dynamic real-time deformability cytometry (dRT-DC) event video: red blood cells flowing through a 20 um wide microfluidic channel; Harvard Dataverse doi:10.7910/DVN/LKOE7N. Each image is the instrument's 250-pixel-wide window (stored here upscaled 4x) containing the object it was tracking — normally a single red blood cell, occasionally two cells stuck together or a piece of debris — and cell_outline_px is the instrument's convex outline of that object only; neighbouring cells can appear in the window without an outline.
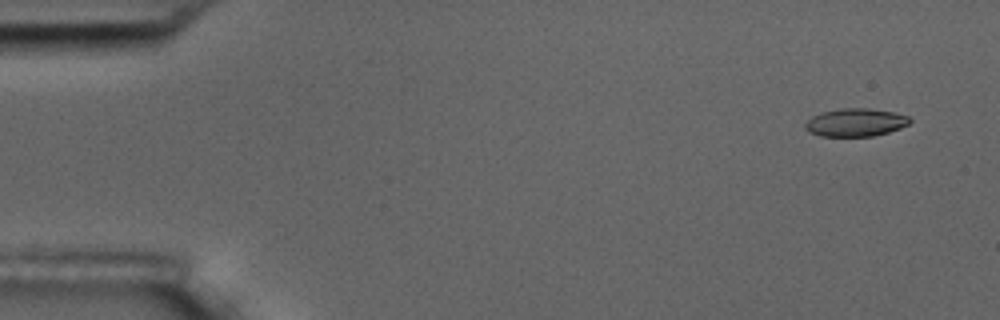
{"species": "common noctule bat (a hibernating species)", "species_latin": "Nyctalus noctula", "temperature_condition": "room temperature", "stored_images_in_passage": 4, "camera_frame_rate_fps": 3000, "um_per_image_px": 0.085, "animal": {"sex": "male", "body_mass_g": 17.5, "forearm_length_mm": 52.3}, "frame": {"image": 1, "passage_image": 1, "time_ms": 0.0, "image_size_px": [1000, 320], "cell_outline_px": [[912, 120], [908, 124], [900, 128], [888, 132], [872, 136], [820, 136], [808, 132], [804, 128], [804, 124], [812, 116], [820, 112], [844, 108], [868, 108], [892, 112], [908, 116]], "centroid_in_image_um": [72.68, 10.41], "position_along_channel_um": 12.3, "area_um2": 17.05}}
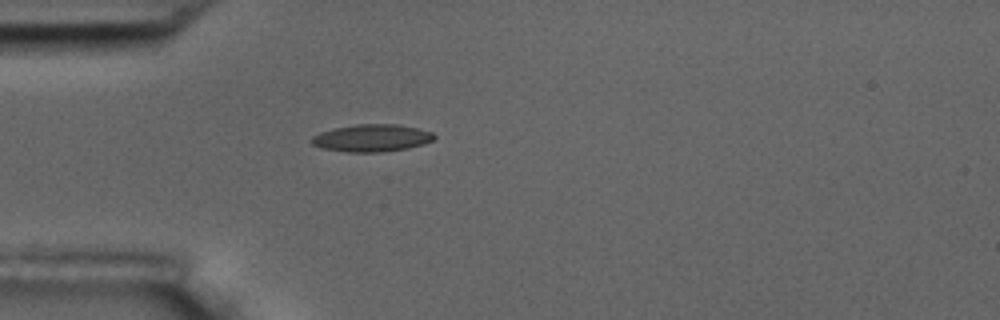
{"frame": {"image": 2, "passage_image": 4, "time_ms": 4.333, "image_size_px": [1000, 320], "cell_outline_px": [[436, 136], [432, 140], [424, 144], [408, 148], [380, 152], [348, 152], [320, 148], [312, 144], [312, 136], [320, 132], [332, 128], [356, 124], [396, 124], [416, 128], [432, 132]], "centroid_in_image_um": [31.58, 11.73], "position_along_channel_um": 53.4, "area_um2": 19.54}}